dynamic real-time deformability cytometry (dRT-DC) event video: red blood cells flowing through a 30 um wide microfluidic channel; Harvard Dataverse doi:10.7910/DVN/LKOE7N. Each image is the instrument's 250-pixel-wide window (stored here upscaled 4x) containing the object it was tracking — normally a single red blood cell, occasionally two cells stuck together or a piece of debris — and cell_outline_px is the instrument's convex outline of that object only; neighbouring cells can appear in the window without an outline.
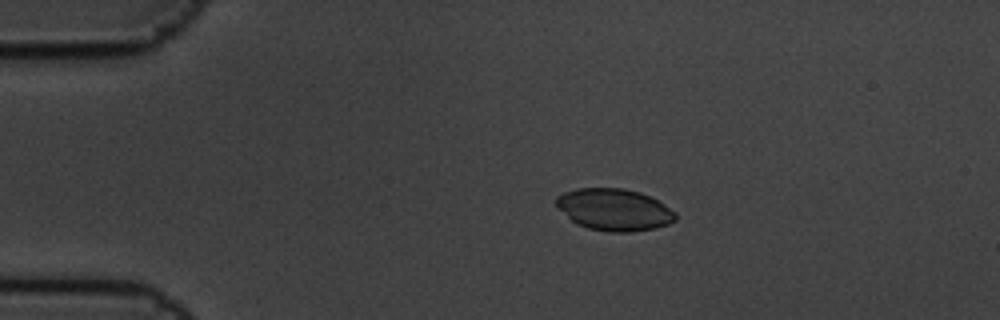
{"species": "common noctule bat (a hibernating species)", "species_latin": "Nyctalus noctula", "temperature_condition": "cold", "stored_images_in_passage": 4, "camera_frame_rate_fps": 3000, "um_per_image_px": 0.085, "animal": {"sex": "male", "body_mass_g": 19.5, "forearm_length_mm": 54.6}, "frame": {"image": 1, "passage_image": 3, "time_ms": 0.667, "image_size_px": [1000, 320], "cell_outline_px": [[676, 220], [668, 224], [656, 228], [632, 232], [608, 232], [588, 228], [576, 224], [556, 208], [556, 196], [564, 192], [576, 188], [624, 188], [640, 192], [664, 204], [676, 212]], "centroid_in_image_um": [52.18, 17.82], "position_along_channel_um": 32.8, "area_um2": 29.36}}